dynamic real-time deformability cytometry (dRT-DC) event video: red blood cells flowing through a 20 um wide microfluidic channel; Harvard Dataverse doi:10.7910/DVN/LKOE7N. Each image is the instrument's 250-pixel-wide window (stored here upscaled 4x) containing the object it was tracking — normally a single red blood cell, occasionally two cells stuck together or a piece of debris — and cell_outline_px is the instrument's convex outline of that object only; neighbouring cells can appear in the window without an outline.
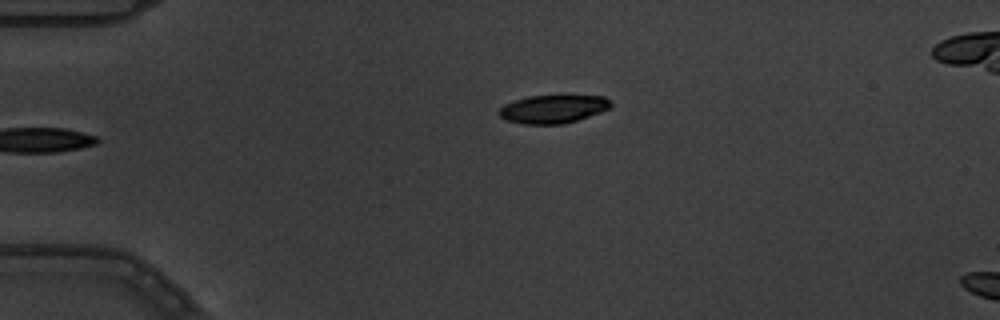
{"species": "common noctule bat (a hibernating species)", "species_latin": "Nyctalus noctula", "temperature_condition": "warm", "stored_images_in_passage": 3, "camera_frame_rate_fps": 3000, "um_per_image_px": 0.085, "animal": {"sex": "male", "body_mass_g": 19.5, "forearm_length_mm": 54.6}, "frame": {"image": 1, "passage_image": 3, "time_ms": 0.667, "image_size_px": [1000, 320], "cell_outline_px": [[612, 104], [608, 108], [600, 112], [564, 124], [524, 124], [504, 120], [496, 112], [504, 104], [528, 96], [604, 96]], "centroid_in_image_um": [46.95, 9.27], "position_along_channel_um": 38.1, "area_um2": 18.21}}